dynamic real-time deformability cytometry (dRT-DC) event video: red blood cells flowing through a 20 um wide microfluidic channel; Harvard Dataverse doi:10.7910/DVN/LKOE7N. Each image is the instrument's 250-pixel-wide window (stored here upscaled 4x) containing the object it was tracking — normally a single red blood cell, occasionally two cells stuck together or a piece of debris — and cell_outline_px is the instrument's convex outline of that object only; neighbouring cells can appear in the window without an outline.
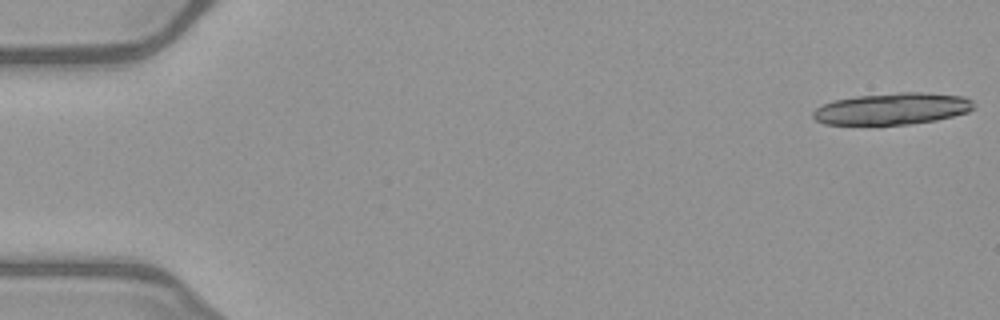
{"species": "common noctule bat (a hibernating species)", "species_latin": "Nyctalus noctula", "temperature_condition": "warm", "stored_images_in_passage": 19, "camera_frame_rate_fps": 3000, "um_per_image_px": 0.085, "animal": {"sex": "female", "body_mass_g": 21.9}, "frame": {"image": 1, "passage_image": 1, "time_ms": 0.0, "image_size_px": [1000, 320], "cell_outline_px": [[976, 108], [968, 112], [936, 120], [912, 124], [876, 128], [824, 124], [816, 120], [812, 116], [812, 112], [820, 104], [836, 100], [856, 96], [900, 92], [920, 92], [964, 96], [972, 100], [976, 104]], "centroid_in_image_um": [75.79, 9.29], "position_along_channel_um": 9.2, "area_um2": 31.04}}